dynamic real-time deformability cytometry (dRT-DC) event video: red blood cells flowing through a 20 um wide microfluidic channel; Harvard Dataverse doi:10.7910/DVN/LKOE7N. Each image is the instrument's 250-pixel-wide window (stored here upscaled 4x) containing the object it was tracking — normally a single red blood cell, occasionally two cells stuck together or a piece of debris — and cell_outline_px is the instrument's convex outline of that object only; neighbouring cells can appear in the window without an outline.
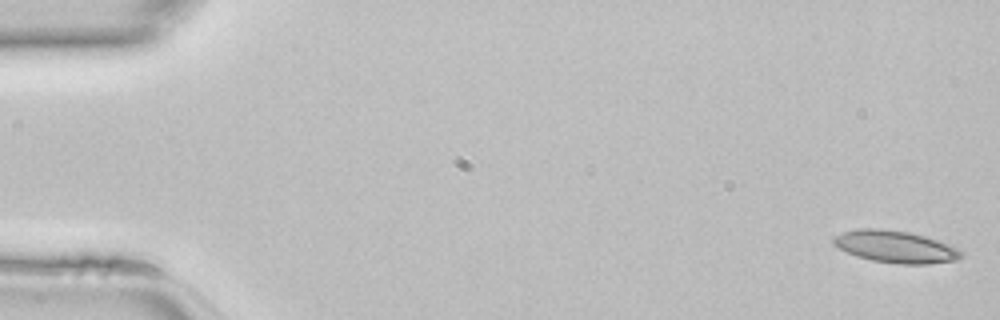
{"species": "common noctule bat (a hibernating species)", "species_latin": "Nyctalus noctula", "temperature_condition": "room temperature", "stored_images_in_passage": 46, "camera_frame_rate_fps": 3000, "um_per_image_px": 0.085, "animal": {"sex": "female", "body_mass_g": 22.7, "forearm_length_mm": 54.2}, "frame": {"image": 1, "passage_image": 1, "time_ms": 0.0, "image_size_px": [1000, 320], "cell_outline_px": [[964, 256], [956, 260], [928, 264], [900, 264], [872, 260], [856, 256], [832, 244], [832, 240], [836, 236], [844, 232], [860, 228], [884, 228], [912, 232], [960, 248], [964, 252]], "centroid_in_image_um": [76.16, 20.97], "position_along_channel_um": 8.8, "area_um2": 23.99}}
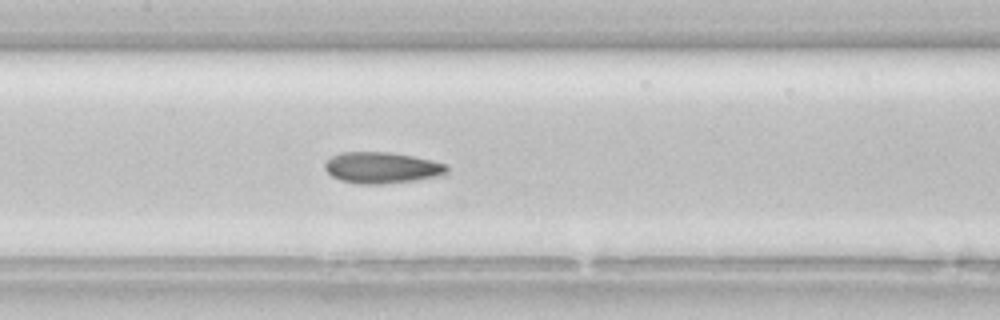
{"frame": {"image": 2, "passage_image": 22, "time_ms": 7.0, "image_size_px": [1000, 320], "cell_outline_px": [[448, 172], [440, 176], [416, 180], [384, 184], [360, 184], [340, 180], [332, 176], [324, 168], [324, 160], [340, 152], [392, 152], [432, 160], [448, 164]], "centroid_in_image_um": [32.46, 14.25], "position_along_channel_um": 174.9, "area_um2": 22.48}}
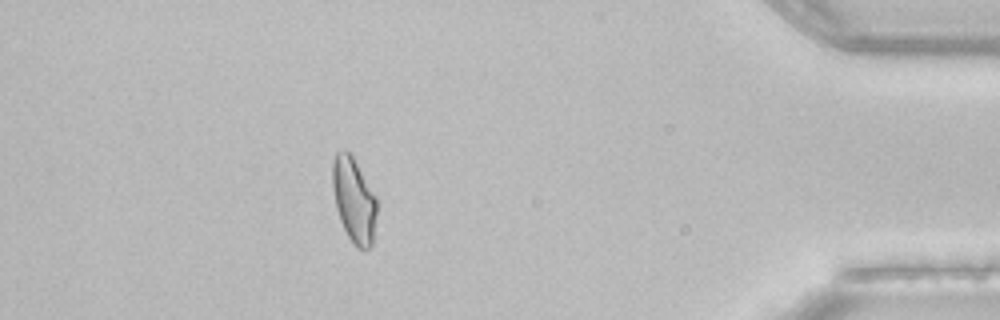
{"frame": {"image": 3, "passage_image": 41, "time_ms": 13.333, "image_size_px": [1000, 320], "cell_outline_px": [[376, 212], [372, 244], [368, 248], [356, 248], [348, 236], [340, 220], [336, 208], [332, 188], [332, 160], [336, 152], [348, 152], [352, 156], [376, 196]], "centroid_in_image_um": [30.06, 17.0], "position_along_channel_um": 405.1, "area_um2": 21.62}}